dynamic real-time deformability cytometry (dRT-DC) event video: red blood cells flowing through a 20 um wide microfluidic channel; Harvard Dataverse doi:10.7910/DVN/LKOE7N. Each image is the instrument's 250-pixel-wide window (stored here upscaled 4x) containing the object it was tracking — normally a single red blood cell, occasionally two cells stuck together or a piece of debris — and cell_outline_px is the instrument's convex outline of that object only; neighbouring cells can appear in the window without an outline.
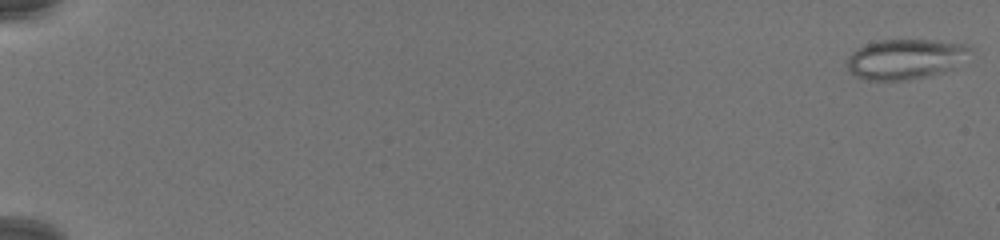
{"species": "common noctule bat (a hibernating species)", "species_latin": "Nyctalus noctula", "temperature_condition": "warm", "stored_images_in_passage": 79, "camera_frame_rate_fps": 3000, "um_per_image_px": 0.085, "animal": {"sex": "female", "body_mass_g": 19.5, "forearm_length_mm": 54.1}, "frame": {"image": 1, "passage_image": 1, "time_ms": 0.0, "image_size_px": [1000, 240], "cell_outline_px": [[976, 48], [952, 68], [944, 72], [928, 76], [908, 80], [860, 80], [848, 72], [848, 56], [856, 48], [880, 40], [936, 40], [968, 44]], "centroid_in_image_um": [76.96, 5.02], "position_along_channel_um": 8.0, "area_um2": 29.07}}
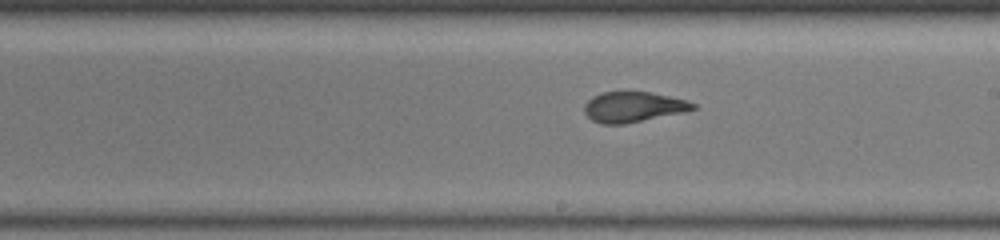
{"frame": {"image": 2, "passage_image": 49, "time_ms": 16.0, "image_size_px": [1000, 240], "cell_outline_px": [[696, 108], [684, 112], [624, 124], [600, 124], [592, 120], [584, 112], [584, 104], [592, 96], [600, 92], [652, 92], [688, 100], [696, 104]], "centroid_in_image_um": [53.82, 9.08], "position_along_channel_um": 235.2, "area_um2": 19.31}}
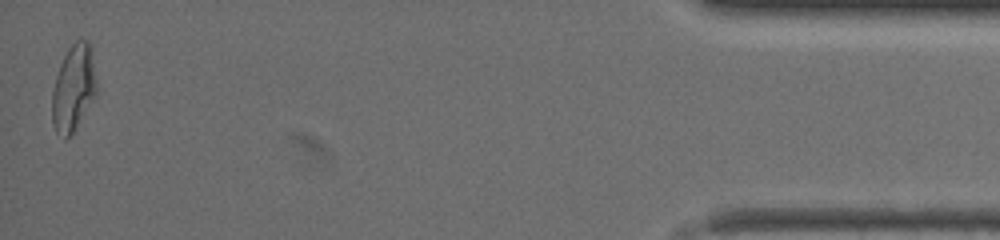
{"frame": {"image": 3, "passage_image": 78, "time_ms": 25.667, "image_size_px": [1000, 240], "cell_outline_px": [[96, 96], [72, 132], [64, 140], [56, 132], [52, 124], [52, 92], [56, 76], [60, 64], [68, 48], [76, 40], [88, 40], [92, 52], [96, 80]], "centroid_in_image_um": [6.24, 7.48], "position_along_channel_um": 429.0, "area_um2": 22.25}}